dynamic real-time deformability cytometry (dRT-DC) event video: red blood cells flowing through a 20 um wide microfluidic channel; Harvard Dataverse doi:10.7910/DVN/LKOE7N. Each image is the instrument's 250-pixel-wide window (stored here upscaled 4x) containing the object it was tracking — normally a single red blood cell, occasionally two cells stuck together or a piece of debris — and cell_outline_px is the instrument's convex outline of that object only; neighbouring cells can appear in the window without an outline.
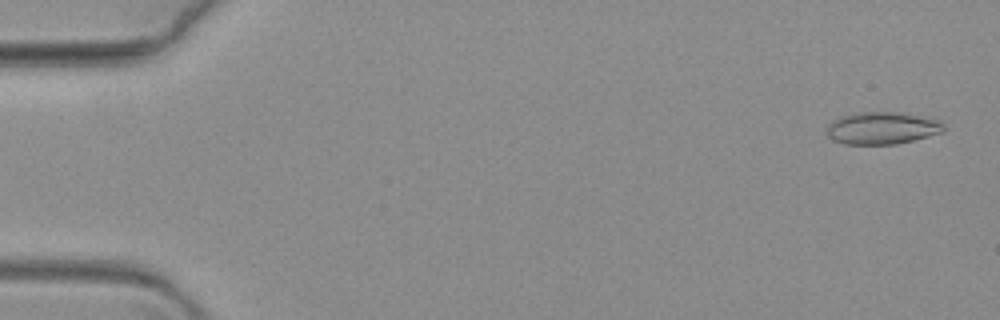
{"species": "common noctule bat (a hibernating species)", "species_latin": "Nyctalus noctula", "temperature_condition": "warm", "stored_images_in_passage": 67, "camera_frame_rate_fps": 3000, "um_per_image_px": 0.085, "animal": {"sex": "female", "body_mass_g": 19.3, "forearm_length_mm": 54.1}, "frame": {"image": 1, "passage_image": 3, "time_ms": 0.667, "image_size_px": [1000, 320], "cell_outline_px": [[944, 132], [896, 144], [844, 144], [832, 140], [828, 136], [828, 124], [832, 120], [840, 116], [856, 112], [908, 112], [940, 120], [944, 124]], "centroid_in_image_um": [75.0, 10.87], "position_along_channel_um": 10.0, "area_um2": 22.31}}
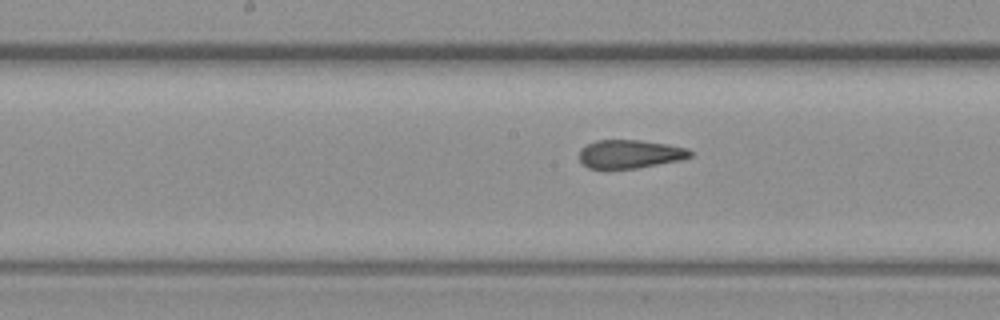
{"frame": {"image": 2, "passage_image": 35, "time_ms": 11.333, "image_size_px": [1000, 320], "cell_outline_px": [[696, 152], [692, 156], [680, 160], [636, 168], [588, 168], [580, 160], [580, 148], [596, 140], [640, 140], [668, 144], [688, 148]], "centroid_in_image_um": [53.59, 13.08], "position_along_channel_um": 194.6, "area_um2": 18.38}}
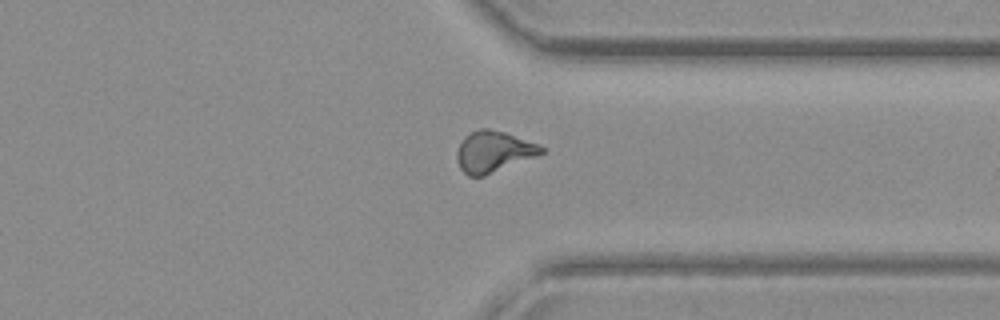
{"frame": {"image": 3, "passage_image": 52, "time_ms": 17.0, "image_size_px": [1000, 320], "cell_outline_px": [[548, 152], [484, 176], [468, 176], [460, 168], [456, 156], [456, 152], [464, 136], [480, 128], [488, 128], [504, 132], [540, 144]], "centroid_in_image_um": [41.98, 12.89], "position_along_channel_um": 369.4, "area_um2": 20.35}}